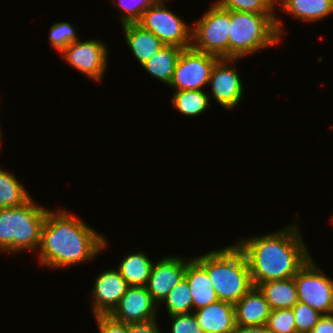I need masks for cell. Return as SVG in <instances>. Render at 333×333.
I'll use <instances>...</instances> for the list:
<instances>
[{
    "label": "cell",
    "mask_w": 333,
    "mask_h": 333,
    "mask_svg": "<svg viewBox=\"0 0 333 333\" xmlns=\"http://www.w3.org/2000/svg\"><path fill=\"white\" fill-rule=\"evenodd\" d=\"M297 333H310L322 316L321 313L314 310L307 304L297 302L292 308Z\"/></svg>",
    "instance_id": "obj_30"
},
{
    "label": "cell",
    "mask_w": 333,
    "mask_h": 333,
    "mask_svg": "<svg viewBox=\"0 0 333 333\" xmlns=\"http://www.w3.org/2000/svg\"><path fill=\"white\" fill-rule=\"evenodd\" d=\"M271 308L264 294L253 286L236 304L237 326H263L268 322Z\"/></svg>",
    "instance_id": "obj_16"
},
{
    "label": "cell",
    "mask_w": 333,
    "mask_h": 333,
    "mask_svg": "<svg viewBox=\"0 0 333 333\" xmlns=\"http://www.w3.org/2000/svg\"><path fill=\"white\" fill-rule=\"evenodd\" d=\"M282 24L277 14L231 11L229 58L244 59L278 45L286 32Z\"/></svg>",
    "instance_id": "obj_4"
},
{
    "label": "cell",
    "mask_w": 333,
    "mask_h": 333,
    "mask_svg": "<svg viewBox=\"0 0 333 333\" xmlns=\"http://www.w3.org/2000/svg\"><path fill=\"white\" fill-rule=\"evenodd\" d=\"M310 333H333V320L329 315H322Z\"/></svg>",
    "instance_id": "obj_34"
},
{
    "label": "cell",
    "mask_w": 333,
    "mask_h": 333,
    "mask_svg": "<svg viewBox=\"0 0 333 333\" xmlns=\"http://www.w3.org/2000/svg\"><path fill=\"white\" fill-rule=\"evenodd\" d=\"M328 315H329L330 318L333 320V304H332V306H331V309H330Z\"/></svg>",
    "instance_id": "obj_36"
},
{
    "label": "cell",
    "mask_w": 333,
    "mask_h": 333,
    "mask_svg": "<svg viewBox=\"0 0 333 333\" xmlns=\"http://www.w3.org/2000/svg\"><path fill=\"white\" fill-rule=\"evenodd\" d=\"M122 28L127 46L140 66L164 46L159 38L138 23H126Z\"/></svg>",
    "instance_id": "obj_18"
},
{
    "label": "cell",
    "mask_w": 333,
    "mask_h": 333,
    "mask_svg": "<svg viewBox=\"0 0 333 333\" xmlns=\"http://www.w3.org/2000/svg\"><path fill=\"white\" fill-rule=\"evenodd\" d=\"M233 333H271L267 325L263 326H237Z\"/></svg>",
    "instance_id": "obj_35"
},
{
    "label": "cell",
    "mask_w": 333,
    "mask_h": 333,
    "mask_svg": "<svg viewBox=\"0 0 333 333\" xmlns=\"http://www.w3.org/2000/svg\"><path fill=\"white\" fill-rule=\"evenodd\" d=\"M185 278L191 290L193 312L219 300L206 269L194 257L187 260Z\"/></svg>",
    "instance_id": "obj_17"
},
{
    "label": "cell",
    "mask_w": 333,
    "mask_h": 333,
    "mask_svg": "<svg viewBox=\"0 0 333 333\" xmlns=\"http://www.w3.org/2000/svg\"><path fill=\"white\" fill-rule=\"evenodd\" d=\"M158 318L145 322H137L129 324L130 333H161V327H159Z\"/></svg>",
    "instance_id": "obj_33"
},
{
    "label": "cell",
    "mask_w": 333,
    "mask_h": 333,
    "mask_svg": "<svg viewBox=\"0 0 333 333\" xmlns=\"http://www.w3.org/2000/svg\"><path fill=\"white\" fill-rule=\"evenodd\" d=\"M266 325L271 333H297L292 308L271 310Z\"/></svg>",
    "instance_id": "obj_29"
},
{
    "label": "cell",
    "mask_w": 333,
    "mask_h": 333,
    "mask_svg": "<svg viewBox=\"0 0 333 333\" xmlns=\"http://www.w3.org/2000/svg\"><path fill=\"white\" fill-rule=\"evenodd\" d=\"M299 227L293 222L278 231L235 242L247 259L253 286L293 278L312 256Z\"/></svg>",
    "instance_id": "obj_2"
},
{
    "label": "cell",
    "mask_w": 333,
    "mask_h": 333,
    "mask_svg": "<svg viewBox=\"0 0 333 333\" xmlns=\"http://www.w3.org/2000/svg\"><path fill=\"white\" fill-rule=\"evenodd\" d=\"M157 0H112L111 3L119 10L118 18L121 25L126 23H137L143 13Z\"/></svg>",
    "instance_id": "obj_27"
},
{
    "label": "cell",
    "mask_w": 333,
    "mask_h": 333,
    "mask_svg": "<svg viewBox=\"0 0 333 333\" xmlns=\"http://www.w3.org/2000/svg\"><path fill=\"white\" fill-rule=\"evenodd\" d=\"M31 198L15 174L0 168V208L21 207Z\"/></svg>",
    "instance_id": "obj_23"
},
{
    "label": "cell",
    "mask_w": 333,
    "mask_h": 333,
    "mask_svg": "<svg viewBox=\"0 0 333 333\" xmlns=\"http://www.w3.org/2000/svg\"><path fill=\"white\" fill-rule=\"evenodd\" d=\"M215 3L228 11L276 14V0H217Z\"/></svg>",
    "instance_id": "obj_26"
},
{
    "label": "cell",
    "mask_w": 333,
    "mask_h": 333,
    "mask_svg": "<svg viewBox=\"0 0 333 333\" xmlns=\"http://www.w3.org/2000/svg\"><path fill=\"white\" fill-rule=\"evenodd\" d=\"M276 8L297 20L314 23L333 15V0H276Z\"/></svg>",
    "instance_id": "obj_19"
},
{
    "label": "cell",
    "mask_w": 333,
    "mask_h": 333,
    "mask_svg": "<svg viewBox=\"0 0 333 333\" xmlns=\"http://www.w3.org/2000/svg\"><path fill=\"white\" fill-rule=\"evenodd\" d=\"M182 51L183 48L181 47L164 45L142 65V68L151 76L169 86Z\"/></svg>",
    "instance_id": "obj_20"
},
{
    "label": "cell",
    "mask_w": 333,
    "mask_h": 333,
    "mask_svg": "<svg viewBox=\"0 0 333 333\" xmlns=\"http://www.w3.org/2000/svg\"><path fill=\"white\" fill-rule=\"evenodd\" d=\"M312 256L293 277L298 300L322 315H328L333 304V279L325 275Z\"/></svg>",
    "instance_id": "obj_8"
},
{
    "label": "cell",
    "mask_w": 333,
    "mask_h": 333,
    "mask_svg": "<svg viewBox=\"0 0 333 333\" xmlns=\"http://www.w3.org/2000/svg\"><path fill=\"white\" fill-rule=\"evenodd\" d=\"M79 40L75 27L70 22L53 23L49 30L50 47L61 53L68 45Z\"/></svg>",
    "instance_id": "obj_28"
},
{
    "label": "cell",
    "mask_w": 333,
    "mask_h": 333,
    "mask_svg": "<svg viewBox=\"0 0 333 333\" xmlns=\"http://www.w3.org/2000/svg\"><path fill=\"white\" fill-rule=\"evenodd\" d=\"M238 60L240 59H218L211 70L208 83L212 92H208L209 99L214 98L217 104L228 111L235 109L243 99L244 83L234 64Z\"/></svg>",
    "instance_id": "obj_11"
},
{
    "label": "cell",
    "mask_w": 333,
    "mask_h": 333,
    "mask_svg": "<svg viewBox=\"0 0 333 333\" xmlns=\"http://www.w3.org/2000/svg\"><path fill=\"white\" fill-rule=\"evenodd\" d=\"M192 47L219 59L229 58V32L231 11L220 8L215 2L193 22Z\"/></svg>",
    "instance_id": "obj_6"
},
{
    "label": "cell",
    "mask_w": 333,
    "mask_h": 333,
    "mask_svg": "<svg viewBox=\"0 0 333 333\" xmlns=\"http://www.w3.org/2000/svg\"><path fill=\"white\" fill-rule=\"evenodd\" d=\"M94 317L99 333H130L129 324L117 321L110 315H96Z\"/></svg>",
    "instance_id": "obj_32"
},
{
    "label": "cell",
    "mask_w": 333,
    "mask_h": 333,
    "mask_svg": "<svg viewBox=\"0 0 333 333\" xmlns=\"http://www.w3.org/2000/svg\"><path fill=\"white\" fill-rule=\"evenodd\" d=\"M167 0H157L148 8L137 22L144 29L151 31L164 45L192 47L193 26L169 10Z\"/></svg>",
    "instance_id": "obj_7"
},
{
    "label": "cell",
    "mask_w": 333,
    "mask_h": 333,
    "mask_svg": "<svg viewBox=\"0 0 333 333\" xmlns=\"http://www.w3.org/2000/svg\"><path fill=\"white\" fill-rule=\"evenodd\" d=\"M91 294L92 314L109 315L126 293L129 284L118 269L108 268L95 278Z\"/></svg>",
    "instance_id": "obj_13"
},
{
    "label": "cell",
    "mask_w": 333,
    "mask_h": 333,
    "mask_svg": "<svg viewBox=\"0 0 333 333\" xmlns=\"http://www.w3.org/2000/svg\"><path fill=\"white\" fill-rule=\"evenodd\" d=\"M188 258L166 256L154 261L146 288L153 300L160 305L168 293L185 277Z\"/></svg>",
    "instance_id": "obj_14"
},
{
    "label": "cell",
    "mask_w": 333,
    "mask_h": 333,
    "mask_svg": "<svg viewBox=\"0 0 333 333\" xmlns=\"http://www.w3.org/2000/svg\"><path fill=\"white\" fill-rule=\"evenodd\" d=\"M172 319L171 333H205L198 324L194 312L180 315H169Z\"/></svg>",
    "instance_id": "obj_31"
},
{
    "label": "cell",
    "mask_w": 333,
    "mask_h": 333,
    "mask_svg": "<svg viewBox=\"0 0 333 333\" xmlns=\"http://www.w3.org/2000/svg\"><path fill=\"white\" fill-rule=\"evenodd\" d=\"M47 211L32 198L21 207L0 208V251L38 252Z\"/></svg>",
    "instance_id": "obj_5"
},
{
    "label": "cell",
    "mask_w": 333,
    "mask_h": 333,
    "mask_svg": "<svg viewBox=\"0 0 333 333\" xmlns=\"http://www.w3.org/2000/svg\"><path fill=\"white\" fill-rule=\"evenodd\" d=\"M205 333H233L236 327L235 305L218 300L194 311Z\"/></svg>",
    "instance_id": "obj_15"
},
{
    "label": "cell",
    "mask_w": 333,
    "mask_h": 333,
    "mask_svg": "<svg viewBox=\"0 0 333 333\" xmlns=\"http://www.w3.org/2000/svg\"><path fill=\"white\" fill-rule=\"evenodd\" d=\"M2 133H1V131H0V147H1V144H2Z\"/></svg>",
    "instance_id": "obj_37"
},
{
    "label": "cell",
    "mask_w": 333,
    "mask_h": 333,
    "mask_svg": "<svg viewBox=\"0 0 333 333\" xmlns=\"http://www.w3.org/2000/svg\"><path fill=\"white\" fill-rule=\"evenodd\" d=\"M193 257L206 269L219 300L235 305L253 287L247 259L236 243Z\"/></svg>",
    "instance_id": "obj_3"
},
{
    "label": "cell",
    "mask_w": 333,
    "mask_h": 333,
    "mask_svg": "<svg viewBox=\"0 0 333 333\" xmlns=\"http://www.w3.org/2000/svg\"><path fill=\"white\" fill-rule=\"evenodd\" d=\"M117 269L129 286H146L154 264L143 251L124 255Z\"/></svg>",
    "instance_id": "obj_22"
},
{
    "label": "cell",
    "mask_w": 333,
    "mask_h": 333,
    "mask_svg": "<svg viewBox=\"0 0 333 333\" xmlns=\"http://www.w3.org/2000/svg\"><path fill=\"white\" fill-rule=\"evenodd\" d=\"M172 106L181 114L196 117L211 108L208 93L204 90H174Z\"/></svg>",
    "instance_id": "obj_24"
},
{
    "label": "cell",
    "mask_w": 333,
    "mask_h": 333,
    "mask_svg": "<svg viewBox=\"0 0 333 333\" xmlns=\"http://www.w3.org/2000/svg\"><path fill=\"white\" fill-rule=\"evenodd\" d=\"M257 287L264 294L271 310L293 308L299 301L294 278L267 281Z\"/></svg>",
    "instance_id": "obj_21"
},
{
    "label": "cell",
    "mask_w": 333,
    "mask_h": 333,
    "mask_svg": "<svg viewBox=\"0 0 333 333\" xmlns=\"http://www.w3.org/2000/svg\"><path fill=\"white\" fill-rule=\"evenodd\" d=\"M104 236L67 210L48 208L38 261L52 269L90 262L106 248L108 241Z\"/></svg>",
    "instance_id": "obj_1"
},
{
    "label": "cell",
    "mask_w": 333,
    "mask_h": 333,
    "mask_svg": "<svg viewBox=\"0 0 333 333\" xmlns=\"http://www.w3.org/2000/svg\"><path fill=\"white\" fill-rule=\"evenodd\" d=\"M158 307L146 286H130L109 315L126 324L145 322L157 318Z\"/></svg>",
    "instance_id": "obj_12"
},
{
    "label": "cell",
    "mask_w": 333,
    "mask_h": 333,
    "mask_svg": "<svg viewBox=\"0 0 333 333\" xmlns=\"http://www.w3.org/2000/svg\"><path fill=\"white\" fill-rule=\"evenodd\" d=\"M108 48L101 40L80 39L68 45L61 53L62 59L71 68L94 82L102 81L108 67ZM103 77V78H102Z\"/></svg>",
    "instance_id": "obj_10"
},
{
    "label": "cell",
    "mask_w": 333,
    "mask_h": 333,
    "mask_svg": "<svg viewBox=\"0 0 333 333\" xmlns=\"http://www.w3.org/2000/svg\"><path fill=\"white\" fill-rule=\"evenodd\" d=\"M218 59L193 47L183 49L169 87L174 90H203L208 86L211 70Z\"/></svg>",
    "instance_id": "obj_9"
},
{
    "label": "cell",
    "mask_w": 333,
    "mask_h": 333,
    "mask_svg": "<svg viewBox=\"0 0 333 333\" xmlns=\"http://www.w3.org/2000/svg\"><path fill=\"white\" fill-rule=\"evenodd\" d=\"M168 315H180L193 312V303L189 284L184 277L162 300ZM165 302V303H164Z\"/></svg>",
    "instance_id": "obj_25"
}]
</instances>
